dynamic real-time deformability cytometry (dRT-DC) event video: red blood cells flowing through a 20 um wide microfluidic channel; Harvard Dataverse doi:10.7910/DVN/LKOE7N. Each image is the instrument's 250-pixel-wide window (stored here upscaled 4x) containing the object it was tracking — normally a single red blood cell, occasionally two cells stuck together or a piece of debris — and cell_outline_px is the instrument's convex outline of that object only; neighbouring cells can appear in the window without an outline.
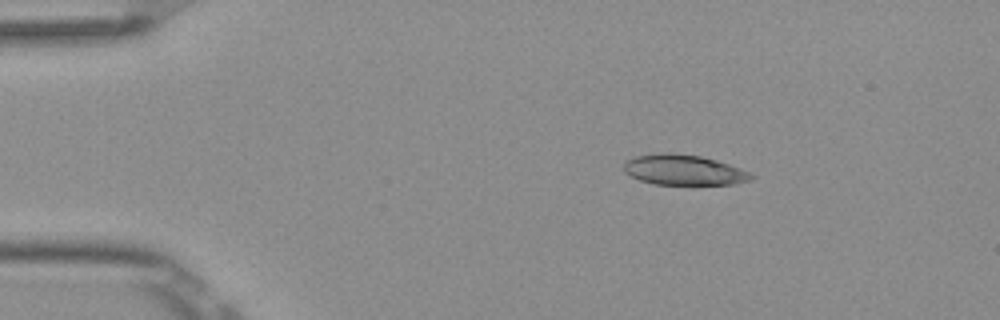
{"species": "Egyptian fruit bat (a non-hibernating species)", "species_latin": "Rousettus aegyptiacus", "temperature_condition": "room temperature", "stored_images_in_passage": 4, "camera_frame_rate_fps": 3000, "um_per_image_px": 0.085, "frame": {"image": 1, "passage_image": 2, "time_ms": 0.333, "image_size_px": [1000, 320], "cell_outline_px": [[756, 176], [752, 180], [732, 184], [692, 188], [652, 184], [640, 180], [624, 172], [624, 160], [636, 156], [660, 152], [672, 152], [700, 156], [716, 160], [752, 172]], "centroid_in_image_um": [58.16, 14.5], "position_along_channel_um": 26.8, "area_um2": 23.87}}
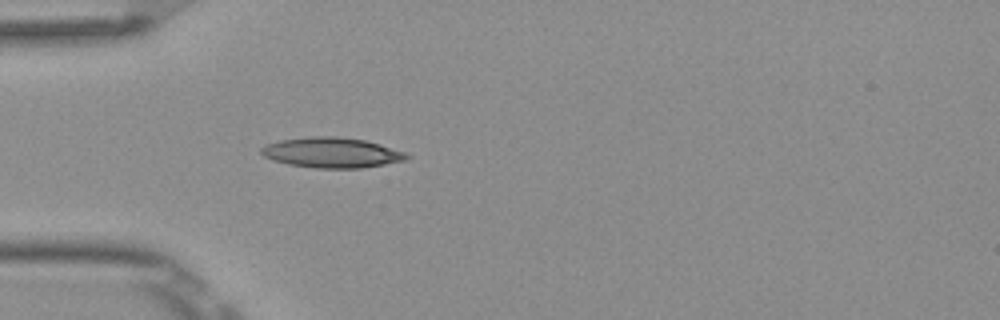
{"frame": {"image": 2, "passage_image": 4, "time_ms": 1.0, "image_size_px": [1000, 320], "cell_outline_px": [[412, 156], [404, 160], [384, 164], [360, 168], [316, 168], [288, 164], [272, 160], [264, 156], [260, 152], [260, 148], [268, 144], [280, 140], [312, 136], [336, 136], [364, 140], [380, 144], [404, 152]], "centroid_in_image_um": [28.18, 12.97], "position_along_channel_um": 56.8, "area_um2": 25.49}}